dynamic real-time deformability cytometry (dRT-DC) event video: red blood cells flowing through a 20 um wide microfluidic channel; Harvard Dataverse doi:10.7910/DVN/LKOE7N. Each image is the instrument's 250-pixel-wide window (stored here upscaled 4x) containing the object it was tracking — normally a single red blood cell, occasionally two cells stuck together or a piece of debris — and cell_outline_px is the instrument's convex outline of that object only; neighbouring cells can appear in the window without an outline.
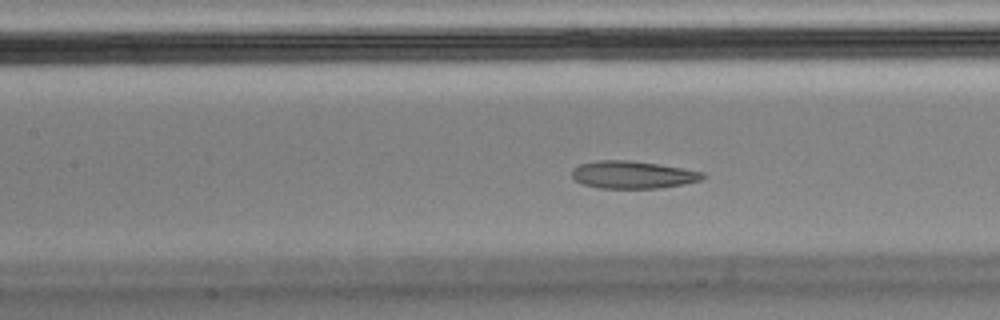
{"species": "Egyptian fruit bat (a non-hibernating species)", "species_latin": "Rousettus aegyptiacus", "temperature_condition": "cold", "stored_images_in_passage": 58, "camera_frame_rate_fps": 3000, "um_per_image_px": 0.085, "animal": {"sex": "male"}, "frame": {"image": 1, "passage_image": 25, "time_ms": 8.0, "image_size_px": [1000, 320], "cell_outline_px": [[704, 176], [700, 180], [684, 184], [660, 188], [600, 188], [584, 184], [576, 180], [572, 176], [572, 168], [580, 164], [596, 160], [628, 160], [684, 168], [704, 172]], "centroid_in_image_um": [53.77, 14.85], "position_along_channel_um": 153.6, "area_um2": 20.87}, "authors_computed_cell_mechanics": {"area_um2": 22.1952, "velocity_mm_per_s": 3.5191, "shape_relaxation_time_tau1_ms": null, "shape_relaxation_time_tau2_ms": 2.3025, "deformation_change_tau1": null, "deformation_change_tau2": 0.0771}}